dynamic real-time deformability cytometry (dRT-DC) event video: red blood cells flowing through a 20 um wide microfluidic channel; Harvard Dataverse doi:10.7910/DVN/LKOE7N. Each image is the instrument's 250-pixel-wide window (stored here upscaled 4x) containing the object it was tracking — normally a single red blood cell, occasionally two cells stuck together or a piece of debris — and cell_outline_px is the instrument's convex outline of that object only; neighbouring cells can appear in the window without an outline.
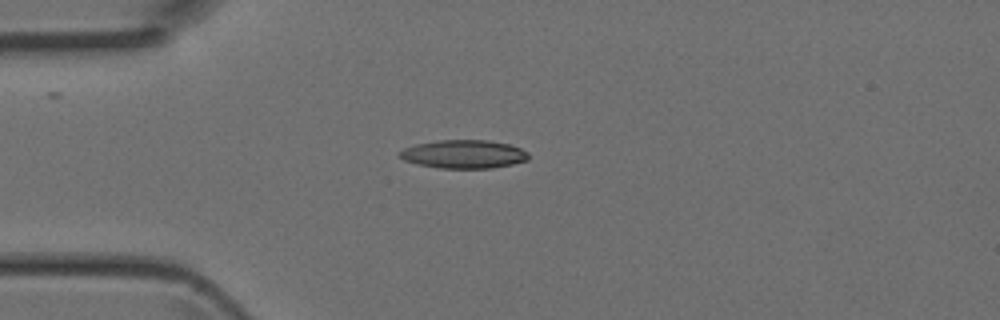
{"species": "Egyptian fruit bat (a non-hibernating species)", "species_latin": "Rousettus aegyptiacus", "temperature_condition": "room temperature", "stored_images_in_passage": 6, "camera_frame_rate_fps": 3000, "um_per_image_px": 0.085, "animal": {"sex": "female"}, "frame": {"image": 1, "passage_image": 4, "time_ms": 1.0, "image_size_px": [1000, 320], "cell_outline_px": [[528, 160], [512, 164], [492, 168], [440, 168], [416, 164], [404, 160], [400, 156], [400, 152], [404, 148], [416, 144], [436, 140], [488, 140], [508, 144], [520, 148], [528, 152]], "centroid_in_image_um": [39.42, 13.1], "position_along_channel_um": 45.6, "area_um2": 21.27}}
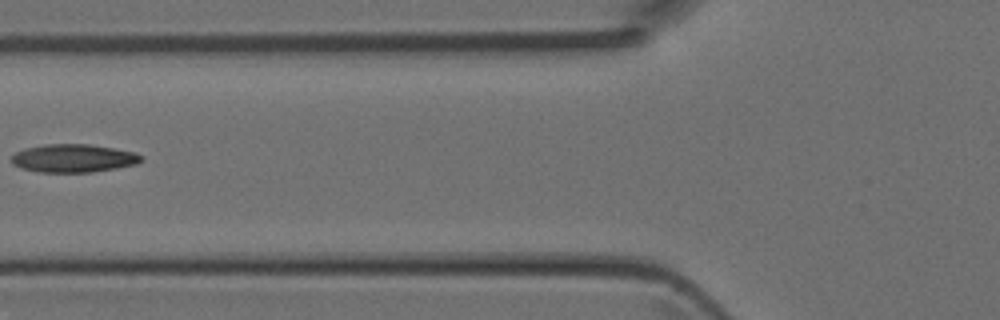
{"frame": {"image": 2, "passage_image": 6, "time_ms": 1.667, "image_size_px": [1000, 320], "cell_outline_px": [[144, 160], [136, 164], [116, 168], [92, 172], [36, 172], [20, 168], [12, 164], [12, 156], [16, 152], [24, 148], [44, 144], [88, 144], [136, 152], [144, 156]], "centroid_in_image_um": [6.25, 13.45], "position_along_channel_um": 119.6, "area_um2": 21.44}}